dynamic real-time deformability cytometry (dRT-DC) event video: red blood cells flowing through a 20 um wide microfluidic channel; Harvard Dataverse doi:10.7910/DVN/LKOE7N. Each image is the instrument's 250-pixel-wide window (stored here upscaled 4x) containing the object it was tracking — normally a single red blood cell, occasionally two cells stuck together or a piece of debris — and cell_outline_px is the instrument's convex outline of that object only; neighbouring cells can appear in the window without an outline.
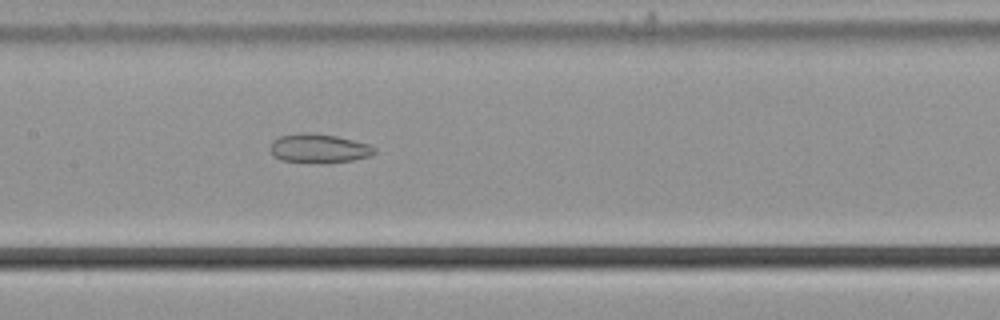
{"species": "common noctule bat (a hibernating species)", "species_latin": "Nyctalus noctula", "temperature_condition": "cold", "stored_images_in_passage": 50, "camera_frame_rate_fps": 3000, "um_per_image_px": 0.085, "animal": {"sex": "male", "body_mass_g": 21.5, "forearm_length_mm": 52.0}, "frame": {"image": 1, "passage_image": 22, "time_ms": 7.0, "image_size_px": [1000, 320], "cell_outline_px": [[376, 152], [368, 156], [352, 160], [328, 164], [324, 164], [280, 160], [272, 156], [268, 148], [272, 140], [280, 136], [300, 132], [312, 132], [336, 136], [368, 144], [376, 148]], "centroid_in_image_um": [27.04, 12.62], "position_along_channel_um": 180.4, "area_um2": 18.03}}
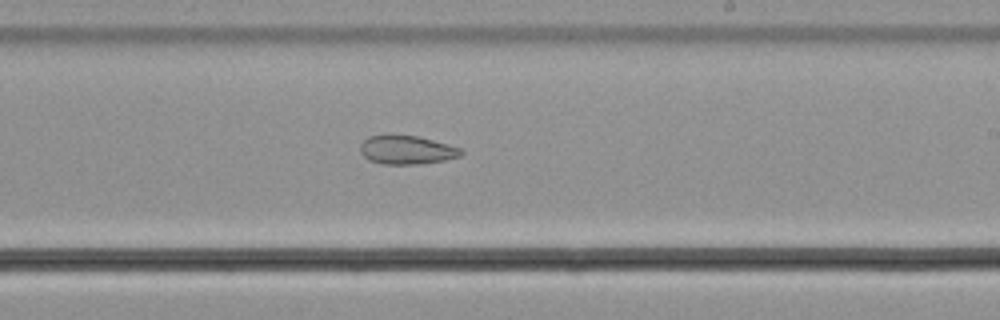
{"frame": {"image": 2, "passage_image": 28, "time_ms": 9.0, "image_size_px": [1000, 320], "cell_outline_px": [[464, 152], [460, 156], [444, 160], [420, 164], [380, 164], [368, 160], [360, 152], [360, 144], [368, 136], [388, 132], [420, 136], [460, 148]], "centroid_in_image_um": [34.51, 12.7], "position_along_channel_um": 254.5, "area_um2": 17.46}}
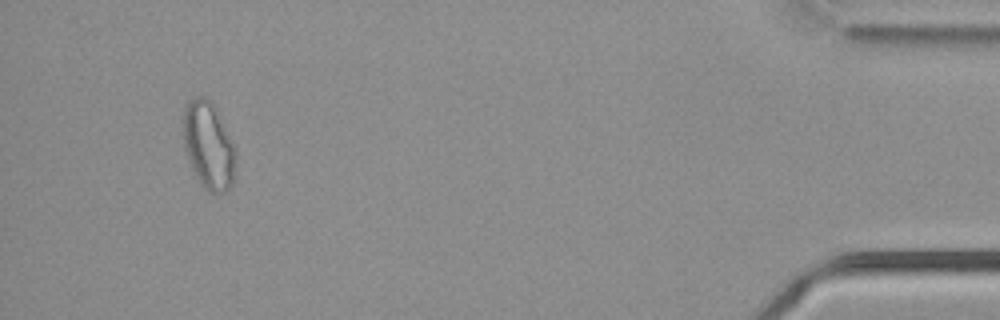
{"frame": {"image": 3, "passage_image": 47, "time_ms": 15.333, "image_size_px": [1000, 320], "cell_outline_px": [[236, 164], [232, 184], [224, 192], [208, 192], [200, 184], [188, 160], [184, 148], [184, 104], [192, 96], [204, 96], [212, 104], [232, 144], [236, 156]], "centroid_in_image_um": [17.69, 12.39], "position_along_channel_um": 417.5, "area_um2": 26.18}}